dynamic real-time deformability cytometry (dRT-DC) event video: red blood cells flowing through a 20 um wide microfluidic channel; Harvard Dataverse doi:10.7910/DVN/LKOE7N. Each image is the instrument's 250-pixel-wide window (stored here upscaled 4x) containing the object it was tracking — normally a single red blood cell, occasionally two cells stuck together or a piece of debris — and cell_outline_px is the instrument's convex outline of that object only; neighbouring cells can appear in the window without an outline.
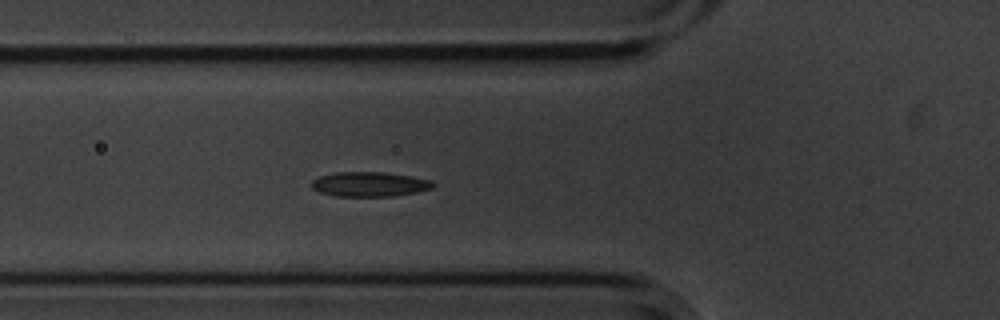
{"species": "common noctule bat (a hibernating species)", "species_latin": "Nyctalus noctula", "temperature_condition": "cold", "stored_images_in_passage": 6, "camera_frame_rate_fps": 3000, "um_per_image_px": 0.085, "animal": {"sex": "male", "body_mass_g": 20.1, "forearm_length_mm": 53.5}, "frame": {"image": 1, "passage_image": 6, "time_ms": 1.667, "image_size_px": [1000, 320], "cell_outline_px": [[436, 184], [432, 188], [416, 192], [396, 196], [336, 196], [320, 192], [312, 188], [308, 184], [312, 180], [320, 176], [336, 172], [384, 172], [412, 176], [432, 180]], "centroid_in_image_um": [31.41, 15.65], "position_along_channel_um": 94.4, "area_um2": 17.63}}